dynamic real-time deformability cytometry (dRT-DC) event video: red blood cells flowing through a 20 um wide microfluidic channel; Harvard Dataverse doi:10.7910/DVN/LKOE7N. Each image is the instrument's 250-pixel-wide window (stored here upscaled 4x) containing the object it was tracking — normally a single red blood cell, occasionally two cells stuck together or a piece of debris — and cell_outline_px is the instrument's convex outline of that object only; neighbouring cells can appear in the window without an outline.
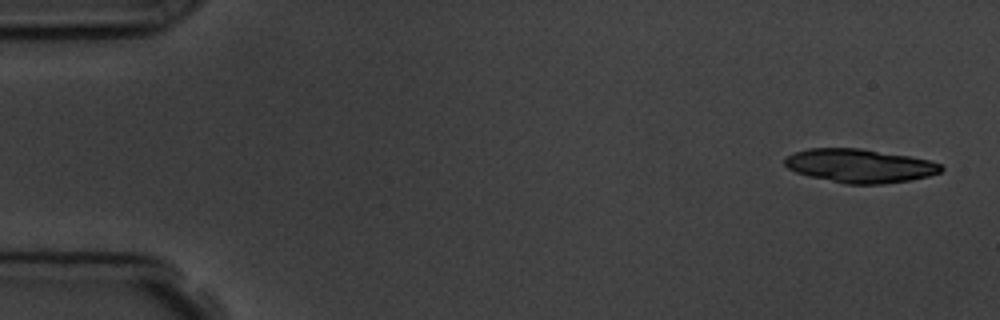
{"species": "common noctule bat (a hibernating species)", "species_latin": "Nyctalus noctula", "temperature_condition": "room temperature", "stored_images_in_passage": 5, "camera_frame_rate_fps": 3000, "um_per_image_px": 0.085, "animal": {"sex": "male", "body_mass_g": 19.5, "forearm_length_mm": 54.6}, "frame": {"image": 1, "passage_image": 1, "time_ms": 0.0, "image_size_px": [1000, 320], "cell_outline_px": [[944, 168], [940, 172], [928, 176], [912, 180], [880, 184], [844, 184], [796, 172], [788, 168], [784, 164], [784, 156], [808, 148], [860, 148], [908, 156], [928, 160], [940, 164]], "centroid_in_image_um": [73.06, 14.09], "position_along_channel_um": 11.9, "area_um2": 30.52}}